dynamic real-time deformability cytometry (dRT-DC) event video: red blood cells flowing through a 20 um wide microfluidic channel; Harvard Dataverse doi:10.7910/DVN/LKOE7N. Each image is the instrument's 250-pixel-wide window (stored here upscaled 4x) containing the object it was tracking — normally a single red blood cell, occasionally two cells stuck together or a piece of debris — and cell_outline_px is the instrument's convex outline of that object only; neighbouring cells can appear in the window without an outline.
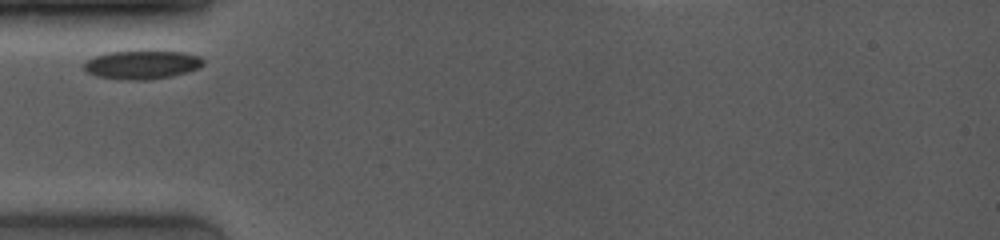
{"species": "common noctule bat (a hibernating species)", "species_latin": "Nyctalus noctula", "temperature_condition": "room temperature", "stored_images_in_passage": 2, "camera_frame_rate_fps": 4000, "um_per_image_px": 0.085, "animal": {"sex": "female", "body_mass_g": 19.0, "forearm_length_mm": 53.3}, "frame": {"image": 1, "passage_image": 1, "time_ms": 0.0, "image_size_px": [1000, 240], "cell_outline_px": [[204, 64], [200, 68], [188, 72], [172, 76], [152, 80], [120, 80], [96, 76], [88, 72], [84, 68], [84, 64], [88, 60], [96, 56], [108, 52], [140, 48], [184, 52], [200, 56], [204, 60]], "centroid_in_image_um": [12.12, 5.46], "position_along_channel_um": 72.9, "area_um2": 20.92}}